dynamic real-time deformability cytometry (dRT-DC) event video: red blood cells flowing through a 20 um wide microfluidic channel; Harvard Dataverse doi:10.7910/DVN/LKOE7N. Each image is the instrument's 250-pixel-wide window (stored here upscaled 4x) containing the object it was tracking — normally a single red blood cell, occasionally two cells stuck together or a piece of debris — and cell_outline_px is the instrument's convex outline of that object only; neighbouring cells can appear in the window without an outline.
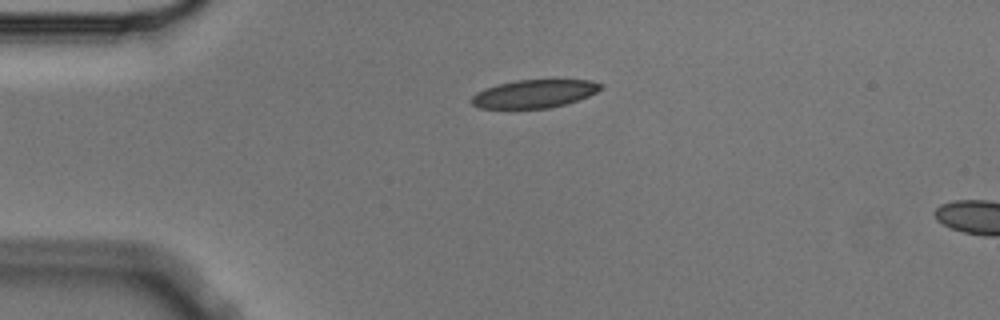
{"species": "Egyptian fruit bat (a non-hibernating species)", "species_latin": "Rousettus aegyptiacus", "temperature_condition": "cold", "stored_images_in_passage": 5, "camera_frame_rate_fps": 3000, "um_per_image_px": 0.085, "animal": {"sex": "male"}, "frame": {"image": 1, "passage_image": 5, "time_ms": 1.333, "image_size_px": [1000, 320], "cell_outline_px": [[604, 88], [588, 96], [564, 104], [548, 108], [480, 108], [472, 104], [472, 96], [476, 92], [484, 88], [496, 84], [516, 80], [592, 80], [604, 84]], "centroid_in_image_um": [45.42, 7.95], "position_along_channel_um": 39.6, "area_um2": 21.15}}